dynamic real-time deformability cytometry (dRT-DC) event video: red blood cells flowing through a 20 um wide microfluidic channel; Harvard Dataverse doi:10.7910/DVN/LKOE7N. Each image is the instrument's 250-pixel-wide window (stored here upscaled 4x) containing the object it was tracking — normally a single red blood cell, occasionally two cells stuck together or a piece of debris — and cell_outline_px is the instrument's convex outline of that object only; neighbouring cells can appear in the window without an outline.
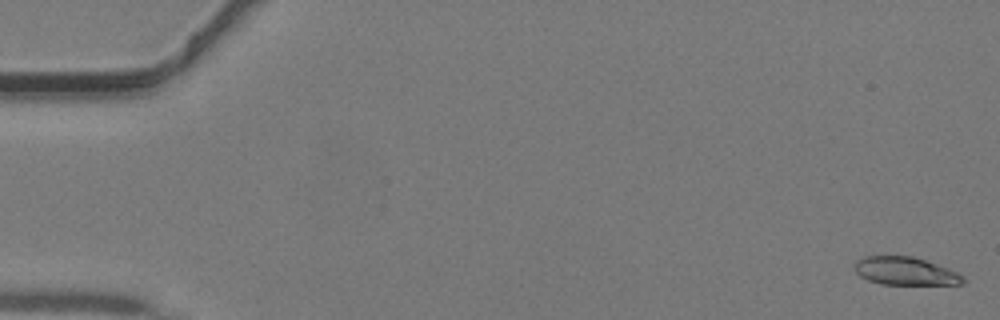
{"species": "common noctule bat (a hibernating species)", "species_latin": "Nyctalus noctula", "temperature_condition": "warm", "stored_images_in_passage": 44, "camera_frame_rate_fps": 3000, "um_per_image_px": 0.085, "animal": {"sex": "male", "body_mass_g": 19.2, "forearm_length_mm": 51.8}, "frame": {"image": 1, "passage_image": 1, "time_ms": 0.0, "image_size_px": [1000, 320], "cell_outline_px": [[968, 280], [964, 284], [880, 284], [868, 280], [860, 276], [856, 272], [852, 264], [856, 260], [864, 256], [912, 256], [948, 268], [964, 276]], "centroid_in_image_um": [76.94, 23.04], "position_along_channel_um": 8.1, "area_um2": 17.8}}
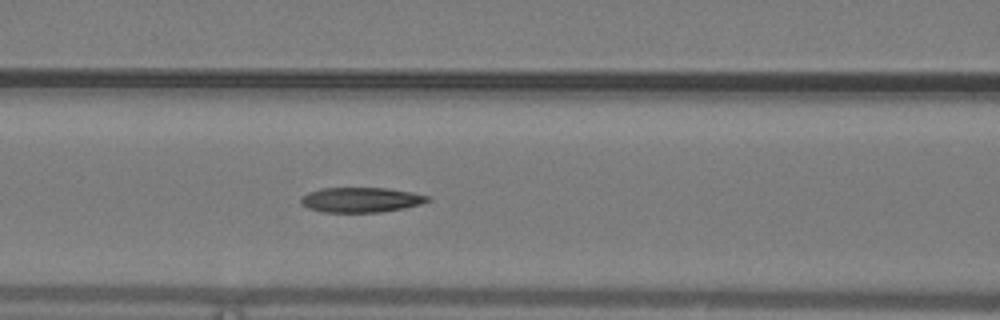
{"frame": {"image": 2, "passage_image": 19, "time_ms": 6.0, "image_size_px": [1000, 320], "cell_outline_px": [[432, 200], [420, 204], [404, 208], [380, 212], [324, 212], [308, 208], [300, 204], [300, 200], [308, 192], [320, 188], [388, 188], [432, 196]], "centroid_in_image_um": [30.7, 16.98], "position_along_channel_um": 135.9, "area_um2": 18.5}}
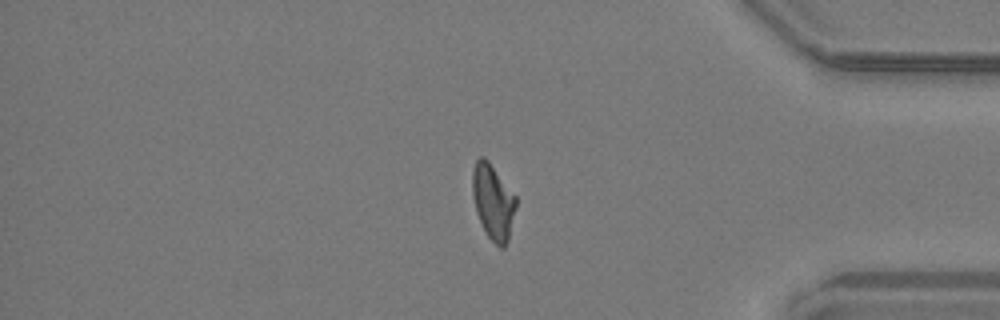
{"frame": {"image": 3, "passage_image": 37, "time_ms": 12.0, "image_size_px": [1000, 320], "cell_outline_px": [[516, 208], [508, 240], [504, 248], [500, 248], [488, 236], [476, 212], [472, 196], [472, 168], [476, 160], [480, 156], [484, 156], [488, 160], [516, 196]], "centroid_in_image_um": [41.9, 17.12], "position_along_channel_um": 393.3, "area_um2": 19.07}}